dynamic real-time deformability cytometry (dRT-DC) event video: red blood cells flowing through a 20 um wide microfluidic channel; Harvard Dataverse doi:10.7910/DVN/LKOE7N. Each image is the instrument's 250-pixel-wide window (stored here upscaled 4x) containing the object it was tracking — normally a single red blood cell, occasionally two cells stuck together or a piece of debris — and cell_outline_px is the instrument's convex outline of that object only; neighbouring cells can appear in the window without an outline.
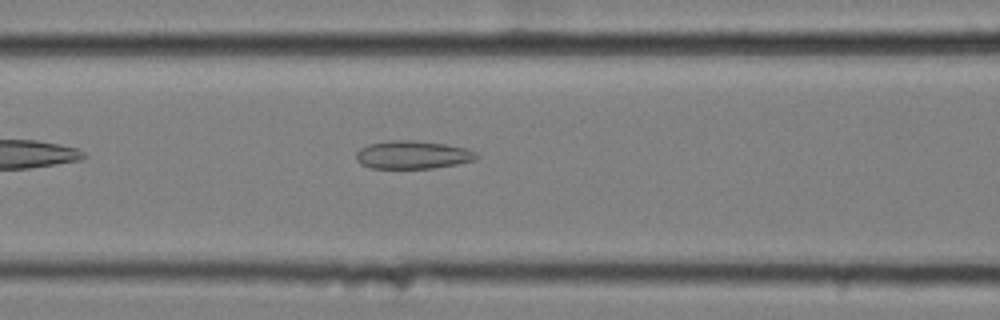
{"species": "common noctule bat (a hibernating species)", "species_latin": "Nyctalus noctula", "temperature_condition": "cold", "stored_images_in_passage": 35, "camera_frame_rate_fps": 3000, "um_per_image_px": 0.085, "animal": {"sex": "female", "body_mass_g": 25.1}, "frame": {"image": 1, "passage_image": 6, "time_ms": 1.667, "image_size_px": [1000, 320], "cell_outline_px": [[480, 156], [476, 160], [456, 164], [432, 168], [372, 168], [360, 164], [356, 160], [356, 152], [360, 148], [368, 144], [388, 140], [412, 140], [448, 144], [464, 148], [476, 152]], "centroid_in_image_um": [35.07, 13.15], "position_along_channel_um": 131.5, "area_um2": 19.83}}
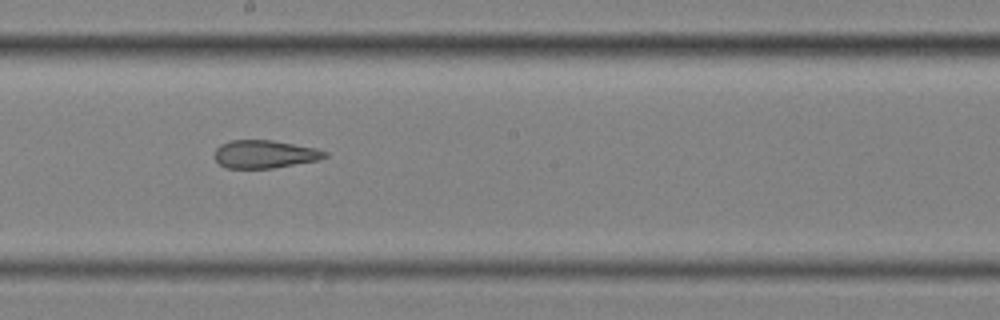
{"frame": {"image": 2, "passage_image": 14, "time_ms": 4.333, "image_size_px": [1000, 320], "cell_outline_px": [[328, 156], [316, 160], [272, 168], [224, 168], [212, 156], [216, 148], [220, 144], [232, 140], [272, 140], [316, 148], [328, 152]], "centroid_in_image_um": [22.45, 13.1], "position_along_channel_um": 225.8, "area_um2": 17.98}}
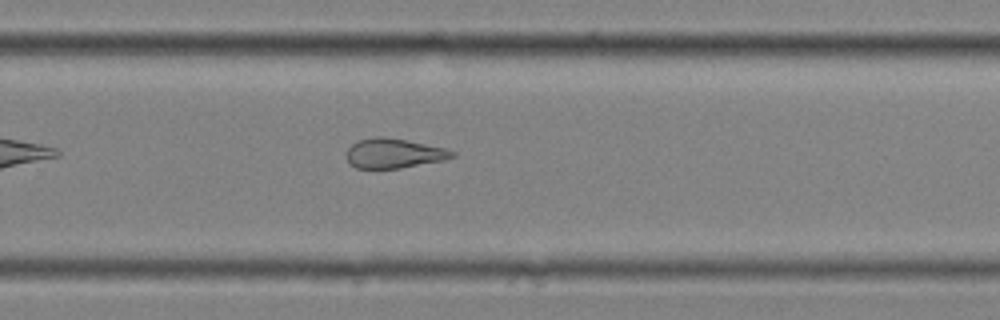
{"frame": {"image": 3, "passage_image": 20, "time_ms": 6.333, "image_size_px": [1000, 320], "cell_outline_px": [[456, 156], [444, 160], [400, 168], [356, 168], [344, 156], [348, 148], [352, 144], [360, 140], [376, 136], [384, 136], [444, 148], [456, 152]], "centroid_in_image_um": [33.46, 13.03], "position_along_channel_um": 296.3, "area_um2": 18.09}}